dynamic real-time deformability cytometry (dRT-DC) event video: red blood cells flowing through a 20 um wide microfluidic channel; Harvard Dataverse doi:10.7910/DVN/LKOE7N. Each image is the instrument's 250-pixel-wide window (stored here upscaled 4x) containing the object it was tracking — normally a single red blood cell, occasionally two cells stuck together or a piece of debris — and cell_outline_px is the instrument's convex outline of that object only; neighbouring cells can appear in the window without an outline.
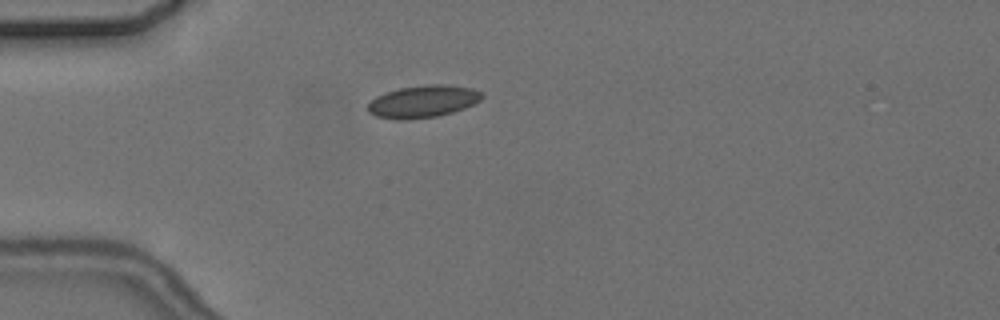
{"species": "common noctule bat (a hibernating species)", "species_latin": "Nyctalus noctula", "temperature_condition": "cold", "stored_images_in_passage": 1, "camera_frame_rate_fps": 3000, "um_per_image_px": 0.085, "animal": {"sex": "female", "body_mass_g": 24.6, "forearm_length_mm": 56.2}, "frame": {"image": 1, "passage_image": 1, "time_ms": 0.0, "image_size_px": [1000, 320], "cell_outline_px": [[484, 96], [480, 100], [464, 108], [452, 112], [436, 116], [408, 120], [396, 120], [376, 116], [368, 112], [368, 104], [376, 96], [400, 88], [428, 84], [444, 84], [472, 88], [484, 92]], "centroid_in_image_um": [35.97, 8.62], "position_along_channel_um": 49.0, "area_um2": 21.44}}